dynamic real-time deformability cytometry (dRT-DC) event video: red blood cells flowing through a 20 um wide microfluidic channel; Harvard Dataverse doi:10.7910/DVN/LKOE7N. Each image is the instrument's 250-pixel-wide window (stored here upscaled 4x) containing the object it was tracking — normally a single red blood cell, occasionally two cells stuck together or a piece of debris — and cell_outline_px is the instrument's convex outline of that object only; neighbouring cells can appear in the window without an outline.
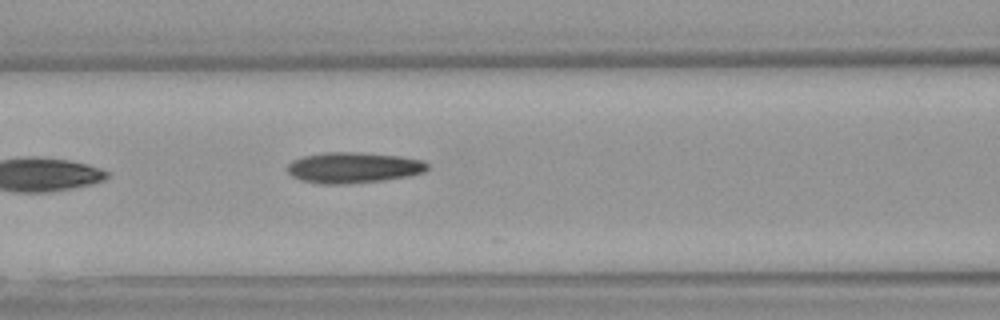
{"species": "Egyptian fruit bat (a non-hibernating species)", "species_latin": "Rousettus aegyptiacus", "temperature_condition": "warm", "stored_images_in_passage": 6, "camera_frame_rate_fps": 3000, "um_per_image_px": 0.085, "animal": {"sex": "female"}, "frame": {"image": 1, "passage_image": 6, "time_ms": 1.667, "image_size_px": [1000, 320], "cell_outline_px": [[428, 168], [424, 172], [408, 176], [384, 180], [344, 184], [320, 184], [300, 180], [292, 176], [288, 172], [288, 164], [292, 160], [304, 156], [324, 152], [352, 152], [400, 156], [420, 160], [428, 164]], "centroid_in_image_um": [30.01, 14.25], "position_along_channel_um": 136.6, "area_um2": 25.03}}